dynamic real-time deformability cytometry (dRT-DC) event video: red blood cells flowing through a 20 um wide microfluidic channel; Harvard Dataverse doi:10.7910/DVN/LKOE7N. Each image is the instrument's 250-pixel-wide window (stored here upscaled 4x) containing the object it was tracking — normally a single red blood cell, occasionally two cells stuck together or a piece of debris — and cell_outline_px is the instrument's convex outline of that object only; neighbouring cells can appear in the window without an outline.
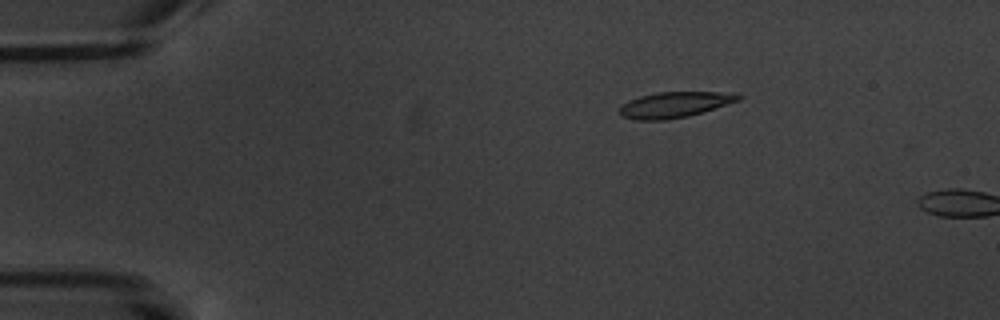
{"species": "common noctule bat (a hibernating species)", "species_latin": "Nyctalus noctula", "temperature_condition": "warm", "stored_images_in_passage": 4, "camera_frame_rate_fps": 3000, "um_per_image_px": 0.085, "animal": {"sex": "male", "body_mass_g": 20.1, "forearm_length_mm": 53.5}, "frame": {"image": 1, "passage_image": 3, "time_ms": 2.333, "image_size_px": [1000, 320], "cell_outline_px": [[744, 96], [740, 100], [688, 116], [664, 120], [636, 120], [620, 116], [620, 104], [628, 100], [640, 96], [656, 92], [736, 92]], "centroid_in_image_um": [57.33, 8.89], "position_along_channel_um": 27.7, "area_um2": 17.92}}